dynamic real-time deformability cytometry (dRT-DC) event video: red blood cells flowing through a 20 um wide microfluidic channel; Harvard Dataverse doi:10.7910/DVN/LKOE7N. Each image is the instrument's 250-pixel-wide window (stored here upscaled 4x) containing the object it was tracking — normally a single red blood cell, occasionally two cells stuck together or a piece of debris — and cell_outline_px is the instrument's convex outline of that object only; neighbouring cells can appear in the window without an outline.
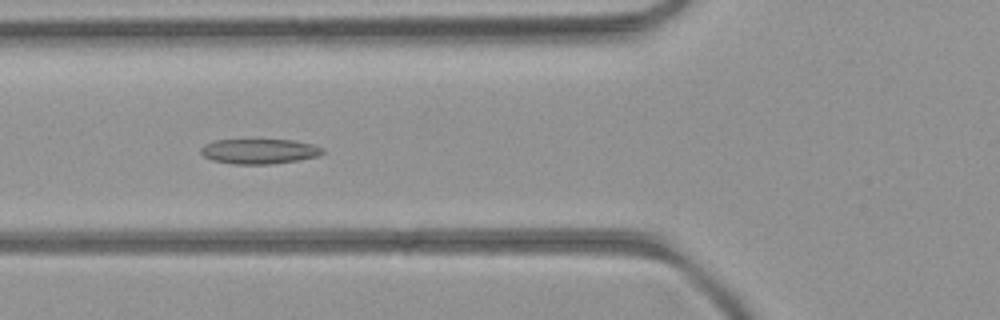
{"species": "common noctule bat (a hibernating species)", "species_latin": "Nyctalus noctula", "temperature_condition": "room temperature", "stored_images_in_passage": 40, "camera_frame_rate_fps": 3000, "um_per_image_px": 0.085, "animal": {"sex": "female", "body_mass_g": 21.9}, "frame": {"image": 1, "passage_image": 8, "time_ms": 2.333, "image_size_px": [1000, 320], "cell_outline_px": [[324, 152], [320, 156], [272, 164], [232, 164], [212, 160], [204, 156], [200, 152], [200, 148], [204, 144], [216, 140], [296, 140], [312, 144], [324, 148]], "centroid_in_image_um": [22.05, 12.86], "position_along_channel_um": 103.8, "area_um2": 17.8}}
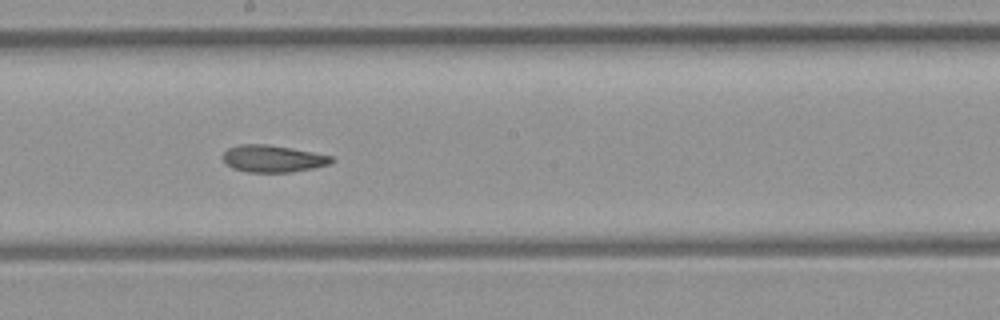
{"frame": {"image": 2, "passage_image": 17, "time_ms": 5.333, "image_size_px": [1000, 320], "cell_outline_px": [[336, 160], [328, 164], [312, 168], [292, 172], [248, 172], [232, 168], [224, 160], [224, 152], [228, 148], [240, 144], [268, 144], [292, 148], [332, 156]], "centroid_in_image_um": [23.21, 13.48], "position_along_channel_um": 225.0, "area_um2": 16.99}}
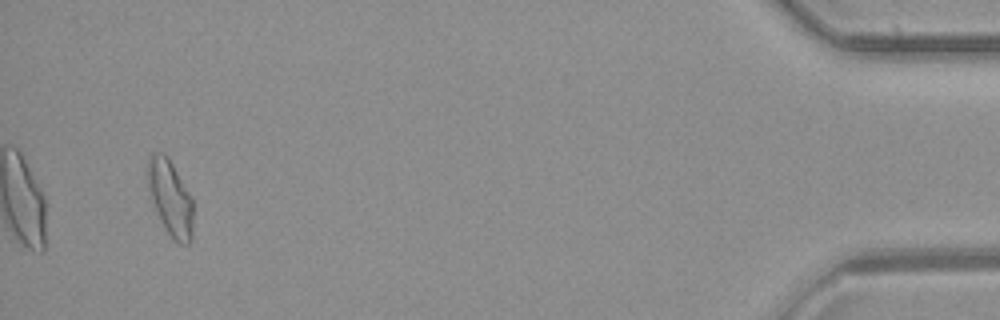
{"frame": {"image": 3, "passage_image": 38, "time_ms": 12.333, "image_size_px": [1000, 320], "cell_outline_px": [[192, 240], [188, 244], [180, 244], [172, 240], [152, 200], [148, 184], [148, 160], [152, 152], [164, 152], [168, 156], [192, 196]], "centroid_in_image_um": [14.51, 16.79], "position_along_channel_um": 420.7, "area_um2": 19.77}, "authors_computed_cell_mechanics": {"area_um2": 17.8602, "velocity_mm_per_s": 4.0146, "shape_relaxation_time_tau1_ms": null, "shape_relaxation_time_tau2_ms": 4.5012, "deformation_change_tau1": null, "deformation_change_tau2": 0.1052}}